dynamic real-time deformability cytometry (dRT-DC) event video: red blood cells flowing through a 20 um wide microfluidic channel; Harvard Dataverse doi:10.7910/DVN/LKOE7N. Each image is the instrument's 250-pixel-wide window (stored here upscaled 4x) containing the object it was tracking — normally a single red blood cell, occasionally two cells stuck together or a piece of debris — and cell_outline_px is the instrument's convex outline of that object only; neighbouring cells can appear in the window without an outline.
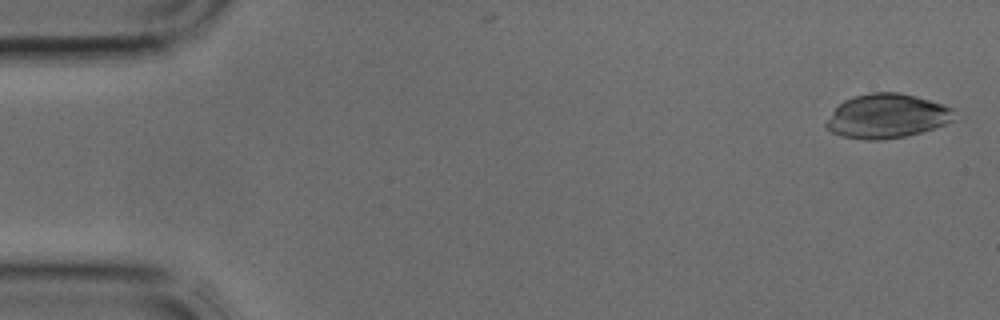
{"species": "common noctule bat (a hibernating species)", "species_latin": "Nyctalus noctula", "temperature_condition": "cold", "stored_images_in_passage": 3, "camera_frame_rate_fps": 3000, "um_per_image_px": 0.085, "animal": {"sex": "male", "body_mass_g": 17.9, "forearm_length_mm": 54.2}, "frame": {"image": 1, "passage_image": 1, "time_ms": 0.0, "image_size_px": [1000, 320], "cell_outline_px": [[956, 120], [920, 132], [904, 136], [884, 140], [864, 140], [840, 136], [832, 132], [824, 124], [832, 112], [844, 100], [856, 96], [872, 92], [900, 92], [916, 96], [944, 104], [952, 108]], "centroid_in_image_um": [75.39, 9.87], "position_along_channel_um": 9.6, "area_um2": 33.0}}